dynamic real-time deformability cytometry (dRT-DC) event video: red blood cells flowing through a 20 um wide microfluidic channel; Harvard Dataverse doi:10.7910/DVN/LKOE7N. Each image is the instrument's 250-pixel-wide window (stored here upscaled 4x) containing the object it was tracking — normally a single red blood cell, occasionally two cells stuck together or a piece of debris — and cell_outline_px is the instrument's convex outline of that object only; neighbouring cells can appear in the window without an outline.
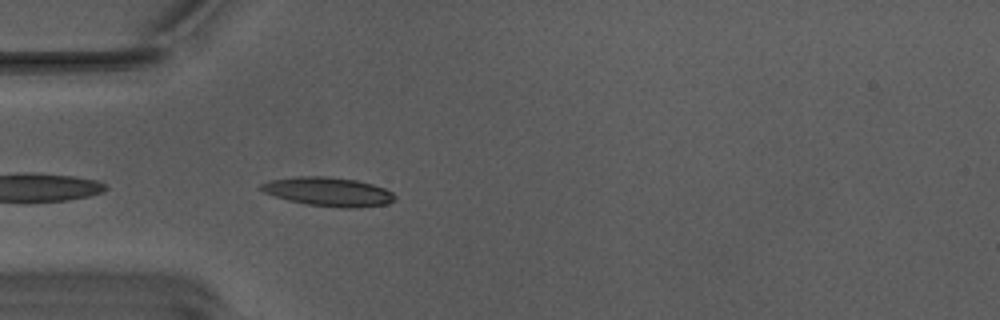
{"species": "Egyptian fruit bat (a non-hibernating species)", "species_latin": "Rousettus aegyptiacus", "temperature_condition": "warm", "stored_images_in_passage": 9, "camera_frame_rate_fps": 3000, "um_per_image_px": 0.085, "animal": {"sex": "male"}, "frame": {"image": 1, "passage_image": 2, "time_ms": 0.333, "image_size_px": [1000, 320], "cell_outline_px": [[396, 200], [388, 204], [360, 208], [340, 208], [304, 204], [288, 200], [264, 192], [260, 188], [260, 184], [268, 180], [296, 176], [328, 176], [356, 180], [372, 184], [384, 188], [392, 192], [396, 196]], "centroid_in_image_um": [27.93, 16.3], "position_along_channel_um": 57.1, "area_um2": 22.83}}
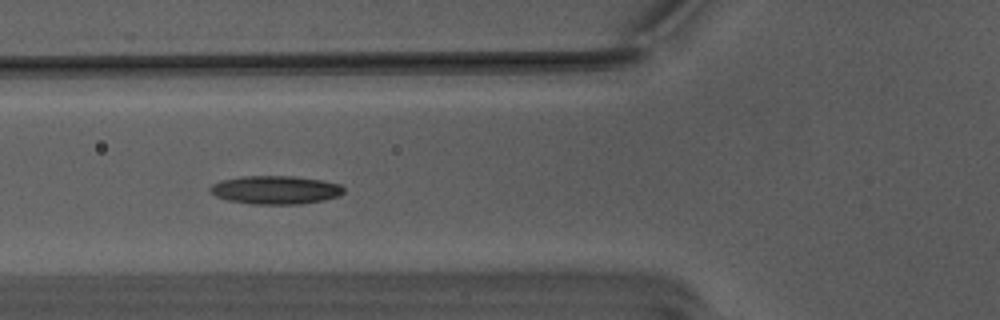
{"frame": {"image": 2, "passage_image": 6, "time_ms": 1.667, "image_size_px": [1000, 320], "cell_outline_px": [[344, 192], [340, 196], [324, 200], [300, 204], [252, 204], [228, 200], [216, 196], [208, 192], [208, 188], [212, 184], [220, 180], [244, 176], [292, 176], [324, 180], [340, 184], [344, 188]], "centroid_in_image_um": [23.41, 16.14], "position_along_channel_um": 102.4, "area_um2": 22.31}}
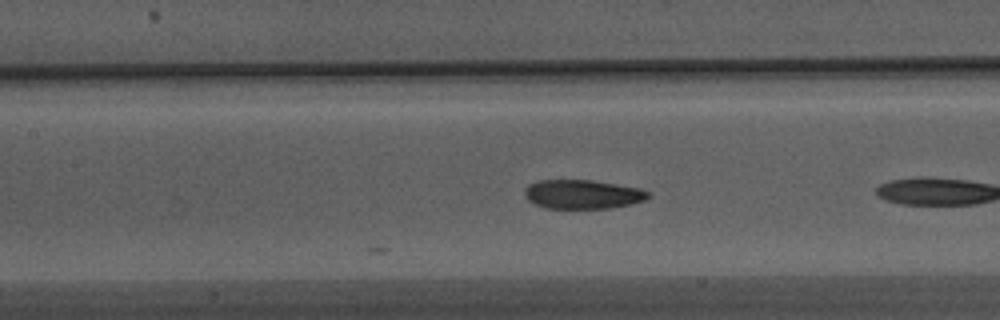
{"frame": {"image": 3, "passage_image": 8, "time_ms": 2.333, "image_size_px": [1000, 320], "cell_outline_px": [[648, 196], [644, 200], [632, 204], [612, 208], [548, 208], [536, 204], [528, 200], [524, 196], [524, 192], [528, 184], [536, 180], [592, 180], [640, 188], [648, 192]], "centroid_in_image_um": [49.49, 16.51], "position_along_channel_um": 157.9, "area_um2": 20.87}}